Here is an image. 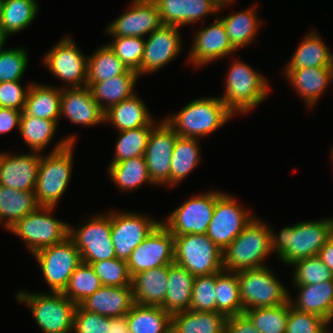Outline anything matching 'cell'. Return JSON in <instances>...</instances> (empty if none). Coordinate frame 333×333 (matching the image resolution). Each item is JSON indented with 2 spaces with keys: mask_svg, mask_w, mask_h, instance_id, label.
Listing matches in <instances>:
<instances>
[{
  "mask_svg": "<svg viewBox=\"0 0 333 333\" xmlns=\"http://www.w3.org/2000/svg\"><path fill=\"white\" fill-rule=\"evenodd\" d=\"M216 273L194 278L190 310L216 312Z\"/></svg>",
  "mask_w": 333,
  "mask_h": 333,
  "instance_id": "f907efd6",
  "label": "cell"
},
{
  "mask_svg": "<svg viewBox=\"0 0 333 333\" xmlns=\"http://www.w3.org/2000/svg\"><path fill=\"white\" fill-rule=\"evenodd\" d=\"M129 71L126 65L105 44L87 59V82H102Z\"/></svg>",
  "mask_w": 333,
  "mask_h": 333,
  "instance_id": "60d3db41",
  "label": "cell"
},
{
  "mask_svg": "<svg viewBox=\"0 0 333 333\" xmlns=\"http://www.w3.org/2000/svg\"><path fill=\"white\" fill-rule=\"evenodd\" d=\"M270 228L271 249L279 261L288 266L296 261L318 255L333 235L332 217L302 221L284 227L279 233Z\"/></svg>",
  "mask_w": 333,
  "mask_h": 333,
  "instance_id": "6da1fadb",
  "label": "cell"
},
{
  "mask_svg": "<svg viewBox=\"0 0 333 333\" xmlns=\"http://www.w3.org/2000/svg\"><path fill=\"white\" fill-rule=\"evenodd\" d=\"M199 139L178 137L173 148L170 167V187L177 186L199 165Z\"/></svg>",
  "mask_w": 333,
  "mask_h": 333,
  "instance_id": "f35d334b",
  "label": "cell"
},
{
  "mask_svg": "<svg viewBox=\"0 0 333 333\" xmlns=\"http://www.w3.org/2000/svg\"><path fill=\"white\" fill-rule=\"evenodd\" d=\"M104 286L132 287L127 261L112 258L90 263Z\"/></svg>",
  "mask_w": 333,
  "mask_h": 333,
  "instance_id": "7dc6e473",
  "label": "cell"
},
{
  "mask_svg": "<svg viewBox=\"0 0 333 333\" xmlns=\"http://www.w3.org/2000/svg\"><path fill=\"white\" fill-rule=\"evenodd\" d=\"M174 263V235L160 223L127 260L130 275L133 277L145 270Z\"/></svg>",
  "mask_w": 333,
  "mask_h": 333,
  "instance_id": "2e32d148",
  "label": "cell"
},
{
  "mask_svg": "<svg viewBox=\"0 0 333 333\" xmlns=\"http://www.w3.org/2000/svg\"><path fill=\"white\" fill-rule=\"evenodd\" d=\"M297 297L289 296L291 306L300 312L314 313L333 322V280L311 285H294Z\"/></svg>",
  "mask_w": 333,
  "mask_h": 333,
  "instance_id": "484cf974",
  "label": "cell"
},
{
  "mask_svg": "<svg viewBox=\"0 0 333 333\" xmlns=\"http://www.w3.org/2000/svg\"><path fill=\"white\" fill-rule=\"evenodd\" d=\"M110 317L89 312L76 306L73 317V333H107Z\"/></svg>",
  "mask_w": 333,
  "mask_h": 333,
  "instance_id": "f5cc1de1",
  "label": "cell"
},
{
  "mask_svg": "<svg viewBox=\"0 0 333 333\" xmlns=\"http://www.w3.org/2000/svg\"><path fill=\"white\" fill-rule=\"evenodd\" d=\"M32 82L22 114L52 120H60L62 87Z\"/></svg>",
  "mask_w": 333,
  "mask_h": 333,
  "instance_id": "f1b7e54d",
  "label": "cell"
},
{
  "mask_svg": "<svg viewBox=\"0 0 333 333\" xmlns=\"http://www.w3.org/2000/svg\"><path fill=\"white\" fill-rule=\"evenodd\" d=\"M206 26V27H205ZM200 27L189 50L188 63L195 67H203L213 61L232 56L236 51L228 38L224 24L219 18L213 23Z\"/></svg>",
  "mask_w": 333,
  "mask_h": 333,
  "instance_id": "ffe728a7",
  "label": "cell"
},
{
  "mask_svg": "<svg viewBox=\"0 0 333 333\" xmlns=\"http://www.w3.org/2000/svg\"><path fill=\"white\" fill-rule=\"evenodd\" d=\"M243 312L252 308L275 307L291 295L269 266L237 272Z\"/></svg>",
  "mask_w": 333,
  "mask_h": 333,
  "instance_id": "52a82bcc",
  "label": "cell"
},
{
  "mask_svg": "<svg viewBox=\"0 0 333 333\" xmlns=\"http://www.w3.org/2000/svg\"><path fill=\"white\" fill-rule=\"evenodd\" d=\"M21 85V81L0 83V107L23 111L30 88Z\"/></svg>",
  "mask_w": 333,
  "mask_h": 333,
  "instance_id": "db71d44e",
  "label": "cell"
},
{
  "mask_svg": "<svg viewBox=\"0 0 333 333\" xmlns=\"http://www.w3.org/2000/svg\"><path fill=\"white\" fill-rule=\"evenodd\" d=\"M195 276L175 262L169 264L168 288L161 307L169 314L190 310Z\"/></svg>",
  "mask_w": 333,
  "mask_h": 333,
  "instance_id": "4dcf8cb0",
  "label": "cell"
},
{
  "mask_svg": "<svg viewBox=\"0 0 333 333\" xmlns=\"http://www.w3.org/2000/svg\"><path fill=\"white\" fill-rule=\"evenodd\" d=\"M138 78H140L138 72L129 70L124 75L102 82H87L86 85L90 88L93 99L106 112L112 106L136 94L134 87Z\"/></svg>",
  "mask_w": 333,
  "mask_h": 333,
  "instance_id": "83f0119b",
  "label": "cell"
},
{
  "mask_svg": "<svg viewBox=\"0 0 333 333\" xmlns=\"http://www.w3.org/2000/svg\"><path fill=\"white\" fill-rule=\"evenodd\" d=\"M162 26L153 0H132L129 9L108 24L105 33L112 37L149 36Z\"/></svg>",
  "mask_w": 333,
  "mask_h": 333,
  "instance_id": "ac0fdd59",
  "label": "cell"
},
{
  "mask_svg": "<svg viewBox=\"0 0 333 333\" xmlns=\"http://www.w3.org/2000/svg\"><path fill=\"white\" fill-rule=\"evenodd\" d=\"M219 6L223 5L227 0H214Z\"/></svg>",
  "mask_w": 333,
  "mask_h": 333,
  "instance_id": "94428289",
  "label": "cell"
},
{
  "mask_svg": "<svg viewBox=\"0 0 333 333\" xmlns=\"http://www.w3.org/2000/svg\"><path fill=\"white\" fill-rule=\"evenodd\" d=\"M328 325L330 324L319 315L296 310L289 301L286 333H325Z\"/></svg>",
  "mask_w": 333,
  "mask_h": 333,
  "instance_id": "816d5d0a",
  "label": "cell"
},
{
  "mask_svg": "<svg viewBox=\"0 0 333 333\" xmlns=\"http://www.w3.org/2000/svg\"><path fill=\"white\" fill-rule=\"evenodd\" d=\"M102 286L101 280L92 266L82 262L70 276L69 282L62 293L73 303L79 305Z\"/></svg>",
  "mask_w": 333,
  "mask_h": 333,
  "instance_id": "ee69618b",
  "label": "cell"
},
{
  "mask_svg": "<svg viewBox=\"0 0 333 333\" xmlns=\"http://www.w3.org/2000/svg\"><path fill=\"white\" fill-rule=\"evenodd\" d=\"M22 111L0 107V135L17 128L19 130Z\"/></svg>",
  "mask_w": 333,
  "mask_h": 333,
  "instance_id": "9f6ffc18",
  "label": "cell"
},
{
  "mask_svg": "<svg viewBox=\"0 0 333 333\" xmlns=\"http://www.w3.org/2000/svg\"><path fill=\"white\" fill-rule=\"evenodd\" d=\"M224 192L210 191L194 195L176 207L161 223L174 235L206 234L216 200Z\"/></svg>",
  "mask_w": 333,
  "mask_h": 333,
  "instance_id": "8fae6325",
  "label": "cell"
},
{
  "mask_svg": "<svg viewBox=\"0 0 333 333\" xmlns=\"http://www.w3.org/2000/svg\"><path fill=\"white\" fill-rule=\"evenodd\" d=\"M174 262L195 277L224 269L222 250L206 234L174 236Z\"/></svg>",
  "mask_w": 333,
  "mask_h": 333,
  "instance_id": "9c48e42d",
  "label": "cell"
},
{
  "mask_svg": "<svg viewBox=\"0 0 333 333\" xmlns=\"http://www.w3.org/2000/svg\"><path fill=\"white\" fill-rule=\"evenodd\" d=\"M257 3L248 9L232 13L226 17H218L225 26L232 47L238 51L257 38L261 19L257 16Z\"/></svg>",
  "mask_w": 333,
  "mask_h": 333,
  "instance_id": "836d02e7",
  "label": "cell"
},
{
  "mask_svg": "<svg viewBox=\"0 0 333 333\" xmlns=\"http://www.w3.org/2000/svg\"><path fill=\"white\" fill-rule=\"evenodd\" d=\"M37 0H2L0 31L8 36L25 30L37 16Z\"/></svg>",
  "mask_w": 333,
  "mask_h": 333,
  "instance_id": "8d00e7d4",
  "label": "cell"
},
{
  "mask_svg": "<svg viewBox=\"0 0 333 333\" xmlns=\"http://www.w3.org/2000/svg\"><path fill=\"white\" fill-rule=\"evenodd\" d=\"M68 237L79 250L82 262L90 264L116 258L111 240V212L97 213L77 228L69 224Z\"/></svg>",
  "mask_w": 333,
  "mask_h": 333,
  "instance_id": "30bf717a",
  "label": "cell"
},
{
  "mask_svg": "<svg viewBox=\"0 0 333 333\" xmlns=\"http://www.w3.org/2000/svg\"><path fill=\"white\" fill-rule=\"evenodd\" d=\"M33 257L39 264L51 292H63L70 276L82 263L81 254L69 237L39 250Z\"/></svg>",
  "mask_w": 333,
  "mask_h": 333,
  "instance_id": "7c38bea8",
  "label": "cell"
},
{
  "mask_svg": "<svg viewBox=\"0 0 333 333\" xmlns=\"http://www.w3.org/2000/svg\"><path fill=\"white\" fill-rule=\"evenodd\" d=\"M227 318L219 312H178L171 316V333H225Z\"/></svg>",
  "mask_w": 333,
  "mask_h": 333,
  "instance_id": "1f68e13d",
  "label": "cell"
},
{
  "mask_svg": "<svg viewBox=\"0 0 333 333\" xmlns=\"http://www.w3.org/2000/svg\"><path fill=\"white\" fill-rule=\"evenodd\" d=\"M110 180L121 192H130L146 184L154 185L150 179L144 156L128 159L108 166Z\"/></svg>",
  "mask_w": 333,
  "mask_h": 333,
  "instance_id": "74e56055",
  "label": "cell"
},
{
  "mask_svg": "<svg viewBox=\"0 0 333 333\" xmlns=\"http://www.w3.org/2000/svg\"><path fill=\"white\" fill-rule=\"evenodd\" d=\"M171 316L161 306L135 303L125 317L130 333H171Z\"/></svg>",
  "mask_w": 333,
  "mask_h": 333,
  "instance_id": "d590c367",
  "label": "cell"
},
{
  "mask_svg": "<svg viewBox=\"0 0 333 333\" xmlns=\"http://www.w3.org/2000/svg\"><path fill=\"white\" fill-rule=\"evenodd\" d=\"M180 27L162 25L145 39L140 77L155 73L173 61L182 50Z\"/></svg>",
  "mask_w": 333,
  "mask_h": 333,
  "instance_id": "d6986e66",
  "label": "cell"
},
{
  "mask_svg": "<svg viewBox=\"0 0 333 333\" xmlns=\"http://www.w3.org/2000/svg\"><path fill=\"white\" fill-rule=\"evenodd\" d=\"M42 154L31 151L19 155L0 152V185L34 192Z\"/></svg>",
  "mask_w": 333,
  "mask_h": 333,
  "instance_id": "44dd1931",
  "label": "cell"
},
{
  "mask_svg": "<svg viewBox=\"0 0 333 333\" xmlns=\"http://www.w3.org/2000/svg\"><path fill=\"white\" fill-rule=\"evenodd\" d=\"M76 45L73 38L64 36L43 58L44 66L50 73L68 84L63 88L83 87L87 83L88 56Z\"/></svg>",
  "mask_w": 333,
  "mask_h": 333,
  "instance_id": "5bb4252c",
  "label": "cell"
},
{
  "mask_svg": "<svg viewBox=\"0 0 333 333\" xmlns=\"http://www.w3.org/2000/svg\"><path fill=\"white\" fill-rule=\"evenodd\" d=\"M159 10L160 20L165 26H187L197 21L203 22L210 14L220 12L224 7L233 4L227 0L219 6L214 0H153Z\"/></svg>",
  "mask_w": 333,
  "mask_h": 333,
  "instance_id": "7402d4cb",
  "label": "cell"
},
{
  "mask_svg": "<svg viewBox=\"0 0 333 333\" xmlns=\"http://www.w3.org/2000/svg\"><path fill=\"white\" fill-rule=\"evenodd\" d=\"M107 45L129 70L138 72L140 76L141 61L144 55L145 38L113 37Z\"/></svg>",
  "mask_w": 333,
  "mask_h": 333,
  "instance_id": "c3c4849f",
  "label": "cell"
},
{
  "mask_svg": "<svg viewBox=\"0 0 333 333\" xmlns=\"http://www.w3.org/2000/svg\"><path fill=\"white\" fill-rule=\"evenodd\" d=\"M7 37L0 31V52L4 49Z\"/></svg>",
  "mask_w": 333,
  "mask_h": 333,
  "instance_id": "91938a15",
  "label": "cell"
},
{
  "mask_svg": "<svg viewBox=\"0 0 333 333\" xmlns=\"http://www.w3.org/2000/svg\"><path fill=\"white\" fill-rule=\"evenodd\" d=\"M286 80L295 89L297 94L303 98L304 105L312 108L325 89L333 80V67H312L299 69H284Z\"/></svg>",
  "mask_w": 333,
  "mask_h": 333,
  "instance_id": "cb8c5ba5",
  "label": "cell"
},
{
  "mask_svg": "<svg viewBox=\"0 0 333 333\" xmlns=\"http://www.w3.org/2000/svg\"><path fill=\"white\" fill-rule=\"evenodd\" d=\"M58 124L52 120L21 114L19 133L32 152L42 153L57 133Z\"/></svg>",
  "mask_w": 333,
  "mask_h": 333,
  "instance_id": "b9f144b4",
  "label": "cell"
},
{
  "mask_svg": "<svg viewBox=\"0 0 333 333\" xmlns=\"http://www.w3.org/2000/svg\"><path fill=\"white\" fill-rule=\"evenodd\" d=\"M66 117L75 125L94 126L105 123V112L93 99L90 88H62L60 118Z\"/></svg>",
  "mask_w": 333,
  "mask_h": 333,
  "instance_id": "603a6c76",
  "label": "cell"
},
{
  "mask_svg": "<svg viewBox=\"0 0 333 333\" xmlns=\"http://www.w3.org/2000/svg\"><path fill=\"white\" fill-rule=\"evenodd\" d=\"M179 136L162 119L150 134L144 159L153 184L170 187V167L174 144Z\"/></svg>",
  "mask_w": 333,
  "mask_h": 333,
  "instance_id": "e0dca14e",
  "label": "cell"
},
{
  "mask_svg": "<svg viewBox=\"0 0 333 333\" xmlns=\"http://www.w3.org/2000/svg\"><path fill=\"white\" fill-rule=\"evenodd\" d=\"M169 265L142 271L132 277L134 302L139 305L161 306L168 288Z\"/></svg>",
  "mask_w": 333,
  "mask_h": 333,
  "instance_id": "4316f807",
  "label": "cell"
},
{
  "mask_svg": "<svg viewBox=\"0 0 333 333\" xmlns=\"http://www.w3.org/2000/svg\"><path fill=\"white\" fill-rule=\"evenodd\" d=\"M39 207L35 193L0 185V223L7 231L20 219Z\"/></svg>",
  "mask_w": 333,
  "mask_h": 333,
  "instance_id": "e575fe53",
  "label": "cell"
},
{
  "mask_svg": "<svg viewBox=\"0 0 333 333\" xmlns=\"http://www.w3.org/2000/svg\"><path fill=\"white\" fill-rule=\"evenodd\" d=\"M161 223L138 212H111V240L116 258L127 261L131 252Z\"/></svg>",
  "mask_w": 333,
  "mask_h": 333,
  "instance_id": "9a60e30c",
  "label": "cell"
},
{
  "mask_svg": "<svg viewBox=\"0 0 333 333\" xmlns=\"http://www.w3.org/2000/svg\"><path fill=\"white\" fill-rule=\"evenodd\" d=\"M54 209L55 207L39 206L8 230L24 241L23 244L31 255L68 237L69 224L54 218Z\"/></svg>",
  "mask_w": 333,
  "mask_h": 333,
  "instance_id": "ba28073f",
  "label": "cell"
},
{
  "mask_svg": "<svg viewBox=\"0 0 333 333\" xmlns=\"http://www.w3.org/2000/svg\"><path fill=\"white\" fill-rule=\"evenodd\" d=\"M75 134L60 140L49 154L41 157L35 184V198L39 206L57 207L68 189L73 169Z\"/></svg>",
  "mask_w": 333,
  "mask_h": 333,
  "instance_id": "7a4b0ae2",
  "label": "cell"
},
{
  "mask_svg": "<svg viewBox=\"0 0 333 333\" xmlns=\"http://www.w3.org/2000/svg\"><path fill=\"white\" fill-rule=\"evenodd\" d=\"M232 116L234 114L218 96L193 100L164 120L179 137L199 139L222 128Z\"/></svg>",
  "mask_w": 333,
  "mask_h": 333,
  "instance_id": "3957f363",
  "label": "cell"
},
{
  "mask_svg": "<svg viewBox=\"0 0 333 333\" xmlns=\"http://www.w3.org/2000/svg\"><path fill=\"white\" fill-rule=\"evenodd\" d=\"M28 59V52L24 47L3 49L0 52V83L21 81Z\"/></svg>",
  "mask_w": 333,
  "mask_h": 333,
  "instance_id": "681fc988",
  "label": "cell"
},
{
  "mask_svg": "<svg viewBox=\"0 0 333 333\" xmlns=\"http://www.w3.org/2000/svg\"><path fill=\"white\" fill-rule=\"evenodd\" d=\"M318 256L321 261L333 272V235L319 250Z\"/></svg>",
  "mask_w": 333,
  "mask_h": 333,
  "instance_id": "6f0895ef",
  "label": "cell"
},
{
  "mask_svg": "<svg viewBox=\"0 0 333 333\" xmlns=\"http://www.w3.org/2000/svg\"><path fill=\"white\" fill-rule=\"evenodd\" d=\"M252 212L225 192L216 200L206 235L223 251L256 216Z\"/></svg>",
  "mask_w": 333,
  "mask_h": 333,
  "instance_id": "4fadbf2b",
  "label": "cell"
},
{
  "mask_svg": "<svg viewBox=\"0 0 333 333\" xmlns=\"http://www.w3.org/2000/svg\"><path fill=\"white\" fill-rule=\"evenodd\" d=\"M225 333H259L250 319L244 314L229 316Z\"/></svg>",
  "mask_w": 333,
  "mask_h": 333,
  "instance_id": "11a10c76",
  "label": "cell"
},
{
  "mask_svg": "<svg viewBox=\"0 0 333 333\" xmlns=\"http://www.w3.org/2000/svg\"><path fill=\"white\" fill-rule=\"evenodd\" d=\"M265 78L250 65L236 59L226 76V90L219 97L234 115L247 114L267 99L270 88Z\"/></svg>",
  "mask_w": 333,
  "mask_h": 333,
  "instance_id": "5b68a950",
  "label": "cell"
},
{
  "mask_svg": "<svg viewBox=\"0 0 333 333\" xmlns=\"http://www.w3.org/2000/svg\"><path fill=\"white\" fill-rule=\"evenodd\" d=\"M243 313L259 333H286L289 301L275 307L252 308Z\"/></svg>",
  "mask_w": 333,
  "mask_h": 333,
  "instance_id": "f6af8a7d",
  "label": "cell"
},
{
  "mask_svg": "<svg viewBox=\"0 0 333 333\" xmlns=\"http://www.w3.org/2000/svg\"><path fill=\"white\" fill-rule=\"evenodd\" d=\"M135 304L132 287L102 286L79 305L110 318L126 316Z\"/></svg>",
  "mask_w": 333,
  "mask_h": 333,
  "instance_id": "d4e9b609",
  "label": "cell"
},
{
  "mask_svg": "<svg viewBox=\"0 0 333 333\" xmlns=\"http://www.w3.org/2000/svg\"><path fill=\"white\" fill-rule=\"evenodd\" d=\"M331 159L333 161V150L331 149Z\"/></svg>",
  "mask_w": 333,
  "mask_h": 333,
  "instance_id": "6125c7cd",
  "label": "cell"
},
{
  "mask_svg": "<svg viewBox=\"0 0 333 333\" xmlns=\"http://www.w3.org/2000/svg\"><path fill=\"white\" fill-rule=\"evenodd\" d=\"M107 333H130L125 316L110 318Z\"/></svg>",
  "mask_w": 333,
  "mask_h": 333,
  "instance_id": "680465c9",
  "label": "cell"
},
{
  "mask_svg": "<svg viewBox=\"0 0 333 333\" xmlns=\"http://www.w3.org/2000/svg\"><path fill=\"white\" fill-rule=\"evenodd\" d=\"M158 123L153 120L149 125L140 128L118 131L115 153L110 163H118L128 159L144 156L150 134Z\"/></svg>",
  "mask_w": 333,
  "mask_h": 333,
  "instance_id": "7bdbcfd3",
  "label": "cell"
},
{
  "mask_svg": "<svg viewBox=\"0 0 333 333\" xmlns=\"http://www.w3.org/2000/svg\"><path fill=\"white\" fill-rule=\"evenodd\" d=\"M153 120V116L146 104L140 96H137V93L112 106L105 112V123H111L117 131L147 126Z\"/></svg>",
  "mask_w": 333,
  "mask_h": 333,
  "instance_id": "f546056e",
  "label": "cell"
},
{
  "mask_svg": "<svg viewBox=\"0 0 333 333\" xmlns=\"http://www.w3.org/2000/svg\"><path fill=\"white\" fill-rule=\"evenodd\" d=\"M317 33L312 30L301 39L302 41L284 69L333 67V54Z\"/></svg>",
  "mask_w": 333,
  "mask_h": 333,
  "instance_id": "d6a6232c",
  "label": "cell"
},
{
  "mask_svg": "<svg viewBox=\"0 0 333 333\" xmlns=\"http://www.w3.org/2000/svg\"><path fill=\"white\" fill-rule=\"evenodd\" d=\"M294 267L293 284L311 285L333 280V272L321 261L318 255L296 261Z\"/></svg>",
  "mask_w": 333,
  "mask_h": 333,
  "instance_id": "bcb514c9",
  "label": "cell"
},
{
  "mask_svg": "<svg viewBox=\"0 0 333 333\" xmlns=\"http://www.w3.org/2000/svg\"><path fill=\"white\" fill-rule=\"evenodd\" d=\"M271 253L270 226L255 216L222 251L223 267L230 272L264 267Z\"/></svg>",
  "mask_w": 333,
  "mask_h": 333,
  "instance_id": "277c9868",
  "label": "cell"
},
{
  "mask_svg": "<svg viewBox=\"0 0 333 333\" xmlns=\"http://www.w3.org/2000/svg\"><path fill=\"white\" fill-rule=\"evenodd\" d=\"M216 312L225 316L243 313L237 272L222 270L216 273Z\"/></svg>",
  "mask_w": 333,
  "mask_h": 333,
  "instance_id": "ab89813d",
  "label": "cell"
},
{
  "mask_svg": "<svg viewBox=\"0 0 333 333\" xmlns=\"http://www.w3.org/2000/svg\"><path fill=\"white\" fill-rule=\"evenodd\" d=\"M16 301L26 304L43 333H72L76 304L62 292L20 290Z\"/></svg>",
  "mask_w": 333,
  "mask_h": 333,
  "instance_id": "8992f818",
  "label": "cell"
}]
</instances>
